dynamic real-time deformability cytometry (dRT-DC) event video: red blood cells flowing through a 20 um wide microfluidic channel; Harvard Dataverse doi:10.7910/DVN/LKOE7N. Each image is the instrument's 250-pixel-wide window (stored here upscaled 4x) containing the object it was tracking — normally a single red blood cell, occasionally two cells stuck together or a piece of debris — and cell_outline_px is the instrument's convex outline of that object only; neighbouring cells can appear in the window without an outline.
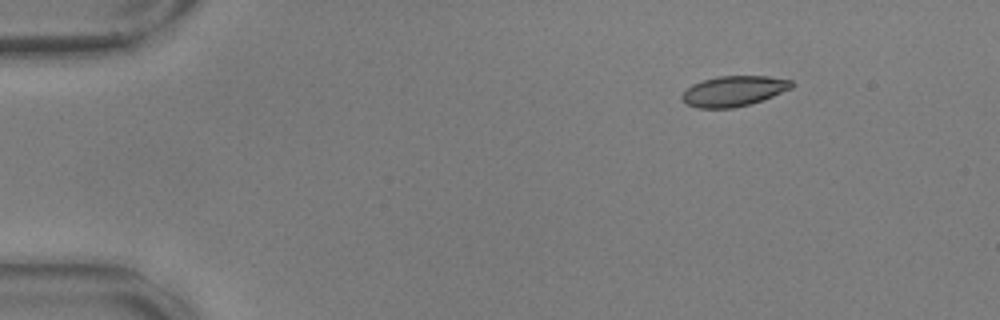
{"species": "common noctule bat (a hibernating species)", "species_latin": "Nyctalus noctula", "temperature_condition": "warm", "stored_images_in_passage": 50, "camera_frame_rate_fps": 3000, "um_per_image_px": 0.085, "animal": {"sex": "male", "body_mass_g": 17.9, "forearm_length_mm": 54.2}, "frame": {"image": 1, "passage_image": 1, "time_ms": 0.0, "image_size_px": [1000, 320], "cell_outline_px": [[796, 84], [792, 88], [772, 96], [748, 104], [732, 108], [700, 108], [688, 104], [680, 96], [692, 84], [704, 80], [720, 76], [768, 76], [792, 80]], "centroid_in_image_um": [62.4, 7.73], "position_along_channel_um": 22.6, "area_um2": 19.13}}
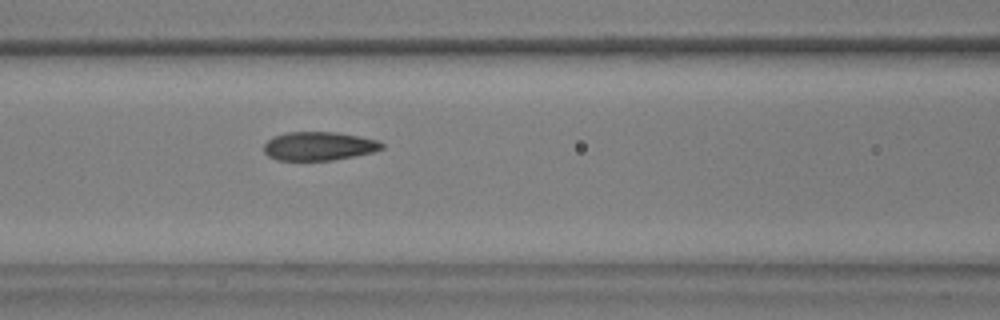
{"frame": {"image": 2, "passage_image": 18, "time_ms": 5.667, "image_size_px": [1000, 320], "cell_outline_px": [[384, 148], [372, 152], [356, 156], [332, 160], [276, 160], [268, 156], [264, 152], [264, 144], [272, 136], [288, 132], [336, 132], [360, 136], [380, 140], [384, 144]], "centroid_in_image_um": [27.12, 12.41], "position_along_channel_um": 139.5, "area_um2": 19.88}}
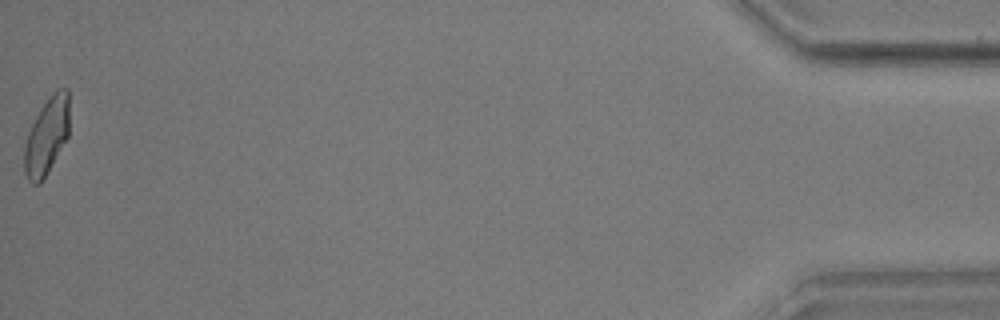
{"frame": {"image": 3, "passage_image": 50, "time_ms": 16.333, "image_size_px": [1000, 320], "cell_outline_px": [[68, 136], [40, 184], [32, 184], [28, 180], [24, 172], [24, 148], [28, 132], [40, 108], [52, 92], [56, 88], [68, 88]], "centroid_in_image_um": [3.96, 11.55], "position_along_channel_um": 431.2, "area_um2": 20.0}, "authors_computed_cell_mechanics": {"area_um2": 19.9988, "velocity_mm_per_s": 3.592, "shape_relaxation_time_tau1_ms": 4.8323, "shape_relaxation_time_tau2_ms": 1.236, "deformation_change_tau1": 0.1565, "deformation_change_tau2": 0.0564}}